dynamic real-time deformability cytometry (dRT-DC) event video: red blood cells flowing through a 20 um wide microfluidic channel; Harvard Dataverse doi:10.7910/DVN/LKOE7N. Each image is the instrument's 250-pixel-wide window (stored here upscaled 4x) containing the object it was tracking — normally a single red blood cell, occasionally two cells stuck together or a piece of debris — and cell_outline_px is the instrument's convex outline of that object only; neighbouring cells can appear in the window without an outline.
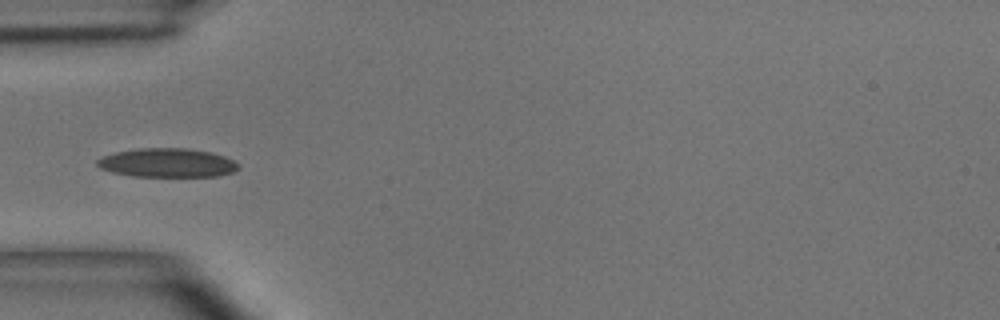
{"species": "common noctule bat (a hibernating species)", "species_latin": "Nyctalus noctula", "temperature_condition": "room temperature", "stored_images_in_passage": 5, "camera_frame_rate_fps": 3000, "um_per_image_px": 0.085, "animal": {"sex": "male", "body_mass_g": 15.6}, "frame": {"image": 1, "passage_image": 5, "time_ms": 4.667, "image_size_px": [1000, 320], "cell_outline_px": [[240, 168], [232, 172], [220, 176], [132, 176], [112, 172], [100, 168], [96, 164], [96, 160], [100, 156], [116, 152], [140, 148], [188, 148], [212, 152], [224, 156], [240, 164]], "centroid_in_image_um": [14.22, 13.83], "position_along_channel_um": 70.8, "area_um2": 23.93}}